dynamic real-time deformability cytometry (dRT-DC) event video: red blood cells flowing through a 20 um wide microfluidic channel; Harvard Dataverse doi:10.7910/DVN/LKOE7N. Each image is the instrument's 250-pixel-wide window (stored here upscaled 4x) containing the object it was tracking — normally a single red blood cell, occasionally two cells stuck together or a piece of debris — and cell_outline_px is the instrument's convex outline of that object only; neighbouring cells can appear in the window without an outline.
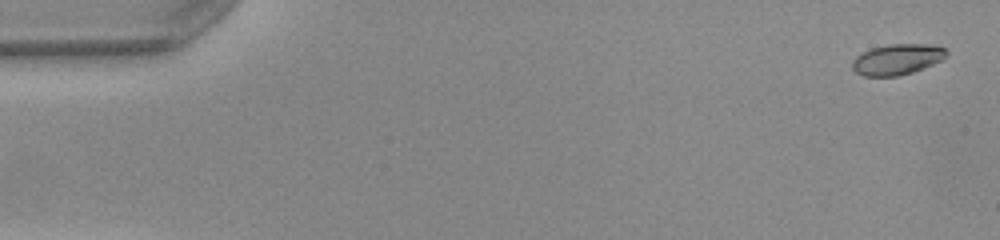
{"species": "common noctule bat (a hibernating species)", "species_latin": "Nyctalus noctula", "temperature_condition": "warm", "stored_images_in_passage": 52, "camera_frame_rate_fps": 3000, "um_per_image_px": 0.085, "animal": {"sex": "female", "body_mass_g": 22.0, "forearm_length_mm": 56.7}, "frame": {"image": 1, "passage_image": 2, "time_ms": 0.333, "image_size_px": [1000, 240], "cell_outline_px": [[948, 52], [940, 60], [932, 64], [912, 72], [896, 76], [864, 76], [856, 72], [852, 68], [852, 60], [856, 56], [872, 48], [888, 44], [924, 44], [944, 48]], "centroid_in_image_um": [76.21, 5.05], "position_along_channel_um": 8.8, "area_um2": 16.53}}
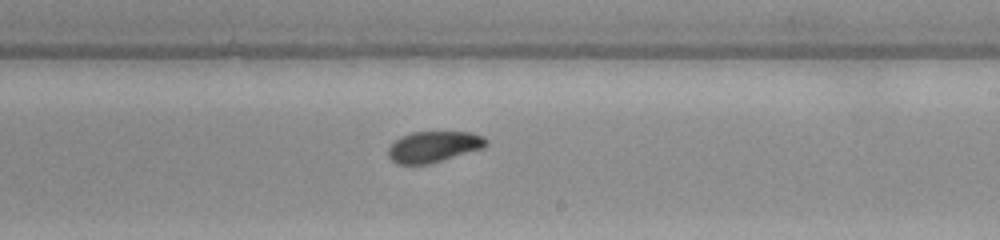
{"frame": {"image": 2, "passage_image": 31, "time_ms": 10.0, "image_size_px": [1000, 240], "cell_outline_px": [[488, 144], [480, 148], [428, 164], [396, 164], [388, 156], [388, 148], [400, 136], [412, 132], [472, 132], [484, 136], [488, 140]], "centroid_in_image_um": [36.83, 12.45], "position_along_channel_um": 252.2, "area_um2": 17.46}}
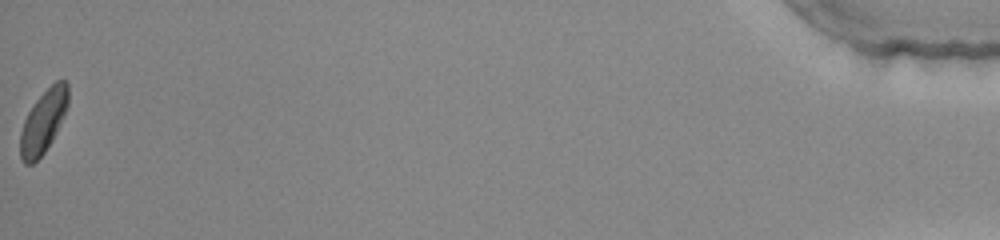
{"frame": {"image": 3, "passage_image": 52, "time_ms": 17.0, "image_size_px": [1000, 240], "cell_outline_px": [[68, 104], [64, 116], [52, 140], [44, 152], [32, 164], [24, 164], [20, 160], [20, 132], [24, 120], [28, 112], [36, 100], [56, 80], [64, 80], [68, 84]], "centroid_in_image_um": [3.67, 10.34], "position_along_channel_um": 431.5, "area_um2": 17.46}, "authors_computed_cell_mechanics": {"area_um2": 17.5712, "velocity_mm_per_s": 3.995, "shape_relaxation_time_tau1_ms": 4.3203, "shape_relaxation_time_tau2_ms": 2.9051, "deformation_change_tau1": 0.1111, "deformation_change_tau2": 0.0741}}